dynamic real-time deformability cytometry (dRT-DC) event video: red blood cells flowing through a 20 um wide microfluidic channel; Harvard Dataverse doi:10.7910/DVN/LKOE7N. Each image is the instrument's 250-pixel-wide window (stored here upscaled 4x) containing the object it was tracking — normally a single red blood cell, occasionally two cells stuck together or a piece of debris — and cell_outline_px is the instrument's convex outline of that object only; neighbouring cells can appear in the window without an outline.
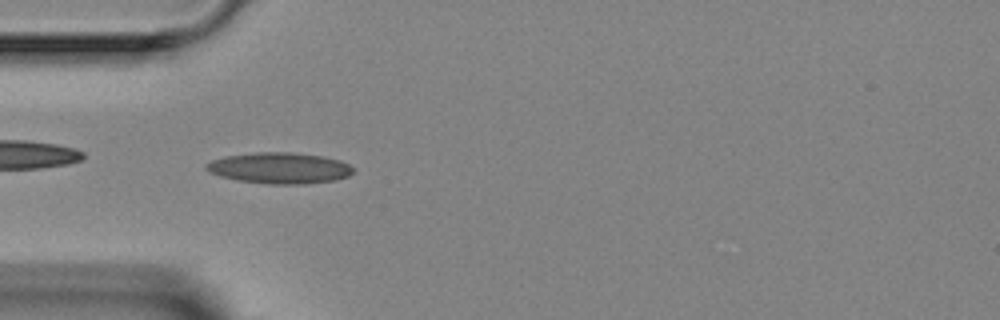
{"species": "Egyptian fruit bat (a non-hibernating species)", "species_latin": "Rousettus aegyptiacus", "temperature_condition": "room temperature", "stored_images_in_passage": 2, "camera_frame_rate_fps": 3000, "um_per_image_px": 0.085, "animal": {"sex": "female"}, "frame": {"image": 1, "passage_image": 2, "time_ms": 1.333, "image_size_px": [1000, 320], "cell_outline_px": [[352, 172], [348, 176], [336, 180], [304, 184], [268, 184], [236, 180], [220, 176], [208, 172], [204, 168], [204, 164], [212, 160], [224, 156], [256, 152], [288, 152], [324, 156], [340, 160], [348, 164], [352, 168]], "centroid_in_image_um": [23.72, 14.28], "position_along_channel_um": 61.3, "area_um2": 26.76}}